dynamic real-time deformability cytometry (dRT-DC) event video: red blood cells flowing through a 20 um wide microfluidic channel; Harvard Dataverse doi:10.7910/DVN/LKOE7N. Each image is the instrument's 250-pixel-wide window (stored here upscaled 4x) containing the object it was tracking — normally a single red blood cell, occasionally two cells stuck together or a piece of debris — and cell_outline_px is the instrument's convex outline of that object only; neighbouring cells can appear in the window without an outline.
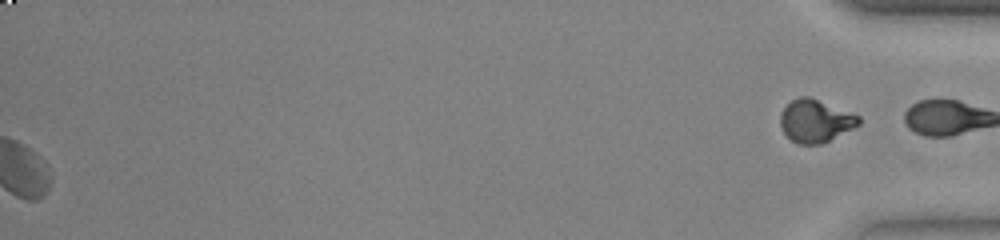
{"species": "common noctule bat (a hibernating species)", "species_latin": "Nyctalus noctula", "temperature_condition": "warm", "stored_images_in_passage": 50, "segment_of_instrument_passage": [2, 2], "camera_frame_rate_fps": 3000, "um_per_image_px": 0.085, "animal": {"sex": "female", "body_mass_g": 23.0, "forearm_length_mm": 53.4}, "frame": {"image": 1, "passage_image": 50, "time_ms": 16.333, "image_size_px": [1000, 240], "cell_outline_px": [[860, 124], [820, 144], [796, 144], [784, 132], [780, 124], [780, 112], [792, 100], [800, 96], [808, 96], [860, 116]], "centroid_in_image_um": [69.28, 10.27], "position_along_channel_um": 365.9, "area_um2": 19.13}}